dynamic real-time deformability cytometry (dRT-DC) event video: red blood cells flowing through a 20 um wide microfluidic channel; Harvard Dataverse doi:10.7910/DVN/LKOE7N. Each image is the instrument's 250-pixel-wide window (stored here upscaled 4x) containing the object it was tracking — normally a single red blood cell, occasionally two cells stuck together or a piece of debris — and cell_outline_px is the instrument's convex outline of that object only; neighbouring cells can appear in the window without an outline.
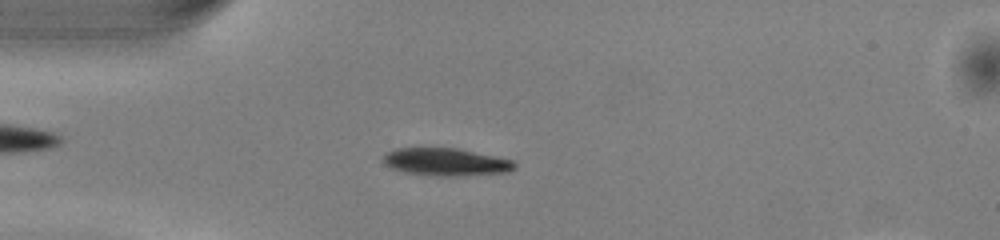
{"species": "common noctule bat (a hibernating species)", "species_latin": "Nyctalus noctula", "temperature_condition": "warm", "stored_images_in_passage": 50, "camera_frame_rate_fps": 3000, "um_per_image_px": 0.085, "animal": {"sex": "male", "body_mass_g": 13.0, "forearm_length_mm": 53.1}, "frame": {"image": 1, "passage_image": 13, "time_ms": 4.0, "image_size_px": [1000, 240], "cell_outline_px": [[516, 168], [508, 172], [460, 176], [436, 176], [404, 172], [392, 168], [384, 164], [384, 152], [396, 148], [456, 148], [512, 160], [516, 164]], "centroid_in_image_um": [37.88, 13.77], "position_along_channel_um": 47.1, "area_um2": 21.1}}
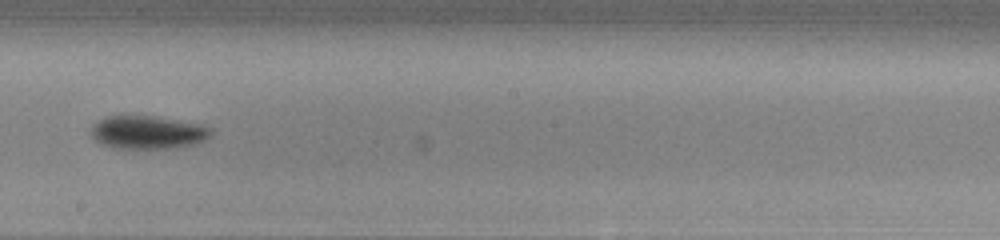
{"frame": {"image": 2, "passage_image": 28, "time_ms": 9.0, "image_size_px": [1000, 240], "cell_outline_px": [[212, 136], [204, 140], [192, 144], [172, 148], [116, 148], [100, 144], [92, 136], [92, 128], [104, 116], [120, 112], [152, 116], [200, 124], [212, 128]], "centroid_in_image_um": [12.52, 11.21], "position_along_channel_um": 235.7, "area_um2": 23.58}}
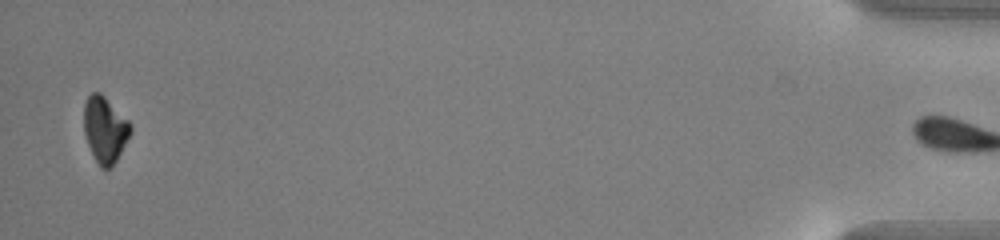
{"frame": {"image": 3, "passage_image": 49, "time_ms": 16.0, "image_size_px": [1000, 240], "cell_outline_px": [[132, 132], [116, 160], [108, 168], [100, 168], [88, 144], [84, 132], [84, 104], [88, 96], [92, 92], [100, 92], [132, 124]], "centroid_in_image_um": [8.92, 10.99], "position_along_channel_um": 426.3, "area_um2": 17.69}, "authors_computed_cell_mechanics": {"area_um2": 20.4901, "velocity_mm_per_s": 4.0746, "shape_relaxation_time_tau1_ms": 1.5849, "shape_relaxation_time_tau2_ms": null, "deformation_change_tau1": 0.1433, "deformation_change_tau2": null}}